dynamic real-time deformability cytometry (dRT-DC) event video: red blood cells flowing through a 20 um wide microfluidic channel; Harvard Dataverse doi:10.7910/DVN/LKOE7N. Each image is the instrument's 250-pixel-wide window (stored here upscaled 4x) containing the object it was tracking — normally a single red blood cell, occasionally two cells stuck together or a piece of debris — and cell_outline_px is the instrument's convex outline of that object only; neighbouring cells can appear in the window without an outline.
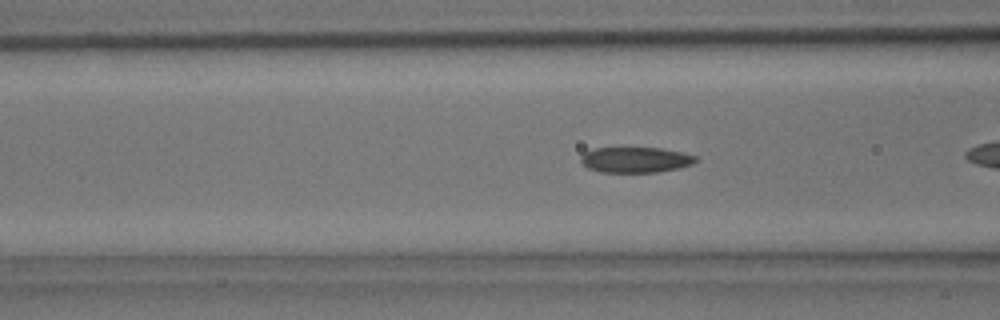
{"species": "common noctule bat (a hibernating species)", "species_latin": "Nyctalus noctula", "temperature_condition": "room temperature", "stored_images_in_passage": 4, "camera_frame_rate_fps": 3000, "um_per_image_px": 0.085, "animal": {"sex": "male", "body_mass_g": 15.6}, "frame": {"image": 1, "passage_image": 4, "time_ms": 1.0, "image_size_px": [1000, 320], "cell_outline_px": [[696, 160], [692, 164], [676, 168], [656, 172], [600, 172], [588, 168], [580, 160], [580, 156], [584, 152], [596, 148], [660, 148], [680, 152], [696, 156]], "centroid_in_image_um": [53.97, 13.58], "position_along_channel_um": 112.6, "area_um2": 16.88}}